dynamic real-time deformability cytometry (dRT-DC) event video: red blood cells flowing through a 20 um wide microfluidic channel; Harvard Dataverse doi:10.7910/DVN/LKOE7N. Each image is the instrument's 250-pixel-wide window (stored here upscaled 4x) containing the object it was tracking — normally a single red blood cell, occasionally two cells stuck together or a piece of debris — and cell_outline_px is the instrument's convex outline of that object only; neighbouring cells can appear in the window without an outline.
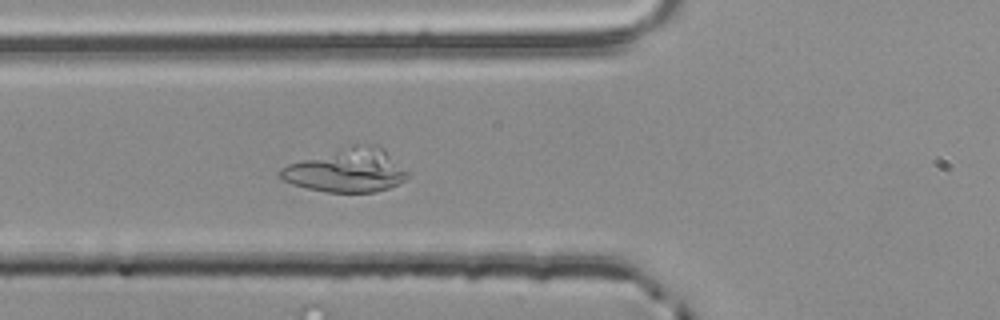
{"species": "common noctule bat (a hibernating species)", "species_latin": "Nyctalus noctula", "temperature_condition": "room temperature", "stored_images_in_passage": 55, "camera_frame_rate_fps": 3000, "um_per_image_px": 0.085, "animal": {"sex": "male", "body_mass_g": 20.4}, "frame": {"image": 1, "passage_image": 21, "time_ms": 6.667, "image_size_px": [1000, 320], "cell_outline_px": [[412, 176], [388, 188], [376, 192], [324, 192], [292, 184], [280, 180], [276, 172], [280, 168], [288, 164], [352, 144], [376, 144], [384, 148]], "centroid_in_image_um": [29.46, 14.48], "position_along_channel_um": 96.3, "area_um2": 32.6}}
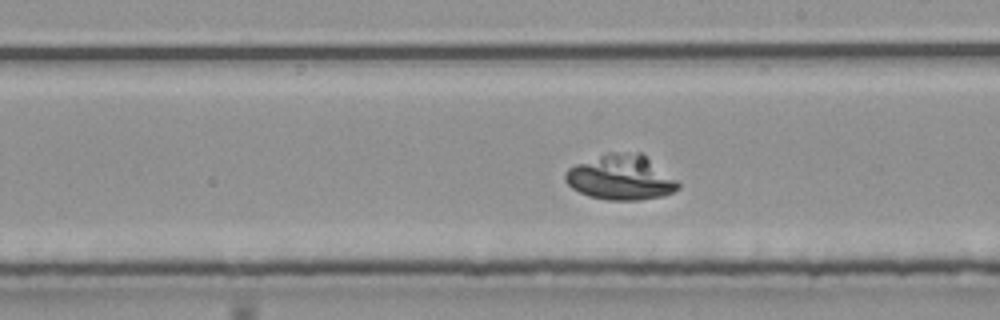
{"frame": {"image": 2, "passage_image": 32, "time_ms": 10.333, "image_size_px": [1000, 320], "cell_outline_px": [[680, 188], [664, 196], [640, 200], [608, 200], [588, 196], [572, 188], [564, 180], [564, 172], [568, 168], [576, 164], [608, 152], [640, 152], [676, 180], [680, 184]], "centroid_in_image_um": [52.74, 15.09], "position_along_channel_um": 236.3, "area_um2": 29.59}}
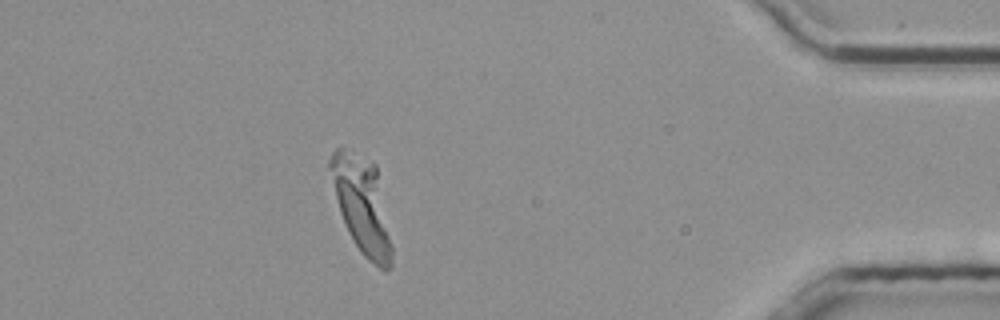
{"frame": {"image": 3, "passage_image": 49, "time_ms": 16.0, "image_size_px": [1000, 320], "cell_outline_px": [[392, 268], [388, 272], [384, 272], [368, 260], [360, 252], [352, 240], [348, 232], [340, 212], [328, 168], [328, 160], [332, 152], [336, 148], [352, 148], [372, 160], [376, 164], [392, 248]], "centroid_in_image_um": [30.75, 17.4], "position_along_channel_um": 404.4, "area_um2": 34.85}}